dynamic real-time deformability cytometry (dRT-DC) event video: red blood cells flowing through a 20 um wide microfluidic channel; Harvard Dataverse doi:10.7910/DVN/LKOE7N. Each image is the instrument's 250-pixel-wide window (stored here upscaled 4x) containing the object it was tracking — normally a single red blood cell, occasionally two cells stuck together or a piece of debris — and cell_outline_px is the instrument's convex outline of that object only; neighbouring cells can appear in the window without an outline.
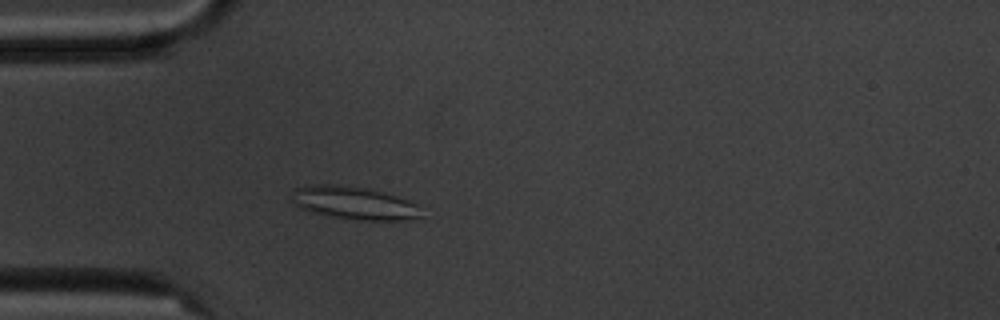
{"species": "common noctule bat (a hibernating species)", "species_latin": "Nyctalus noctula", "temperature_condition": "cold", "stored_images_in_passage": 2, "camera_frame_rate_fps": 3000, "um_per_image_px": 0.085, "animal": {"sex": "male", "body_mass_g": 20.1, "forearm_length_mm": 53.5}, "frame": {"image": 1, "passage_image": 2, "time_ms": 1.0, "image_size_px": [1000, 320], "cell_outline_px": [[420, 216], [408, 220], [364, 220], [332, 216], [312, 212], [300, 208], [292, 200], [296, 188], [316, 184], [336, 184], [364, 188], [384, 192], [408, 200], [416, 204]], "centroid_in_image_um": [30.09, 17.25], "position_along_channel_um": 54.9, "area_um2": 24.28}}